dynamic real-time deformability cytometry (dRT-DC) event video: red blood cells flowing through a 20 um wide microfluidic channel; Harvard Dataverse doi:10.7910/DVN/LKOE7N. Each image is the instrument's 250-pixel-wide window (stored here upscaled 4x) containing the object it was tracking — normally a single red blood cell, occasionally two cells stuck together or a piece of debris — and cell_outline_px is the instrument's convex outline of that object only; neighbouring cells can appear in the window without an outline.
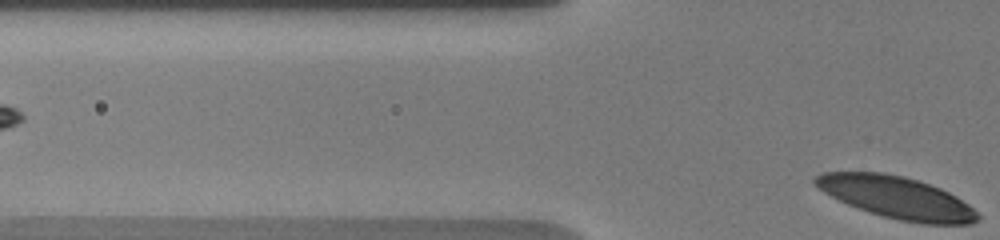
{"species": "human", "species_latin": "Homo sapiens", "temperature_condition": "warm", "stored_images_in_passage": 18, "segment_of_instrument_passage": [2, 2], "camera_frame_rate_fps": 3000, "um_per_image_px": 0.085, "donor": {"sex": "male"}, "frame": {"image": 1, "passage_image": 18, "time_ms": 7.667, "image_size_px": [1000, 240], "cell_outline_px": [[980, 220], [972, 224], [924, 224], [900, 220], [868, 212], [856, 208], [824, 192], [812, 180], [820, 172], [884, 172], [904, 176], [940, 188], [956, 196], [968, 204], [980, 216]], "centroid_in_image_um": [76.23, 16.79], "position_along_channel_um": 49.6, "area_um2": 39.59}}